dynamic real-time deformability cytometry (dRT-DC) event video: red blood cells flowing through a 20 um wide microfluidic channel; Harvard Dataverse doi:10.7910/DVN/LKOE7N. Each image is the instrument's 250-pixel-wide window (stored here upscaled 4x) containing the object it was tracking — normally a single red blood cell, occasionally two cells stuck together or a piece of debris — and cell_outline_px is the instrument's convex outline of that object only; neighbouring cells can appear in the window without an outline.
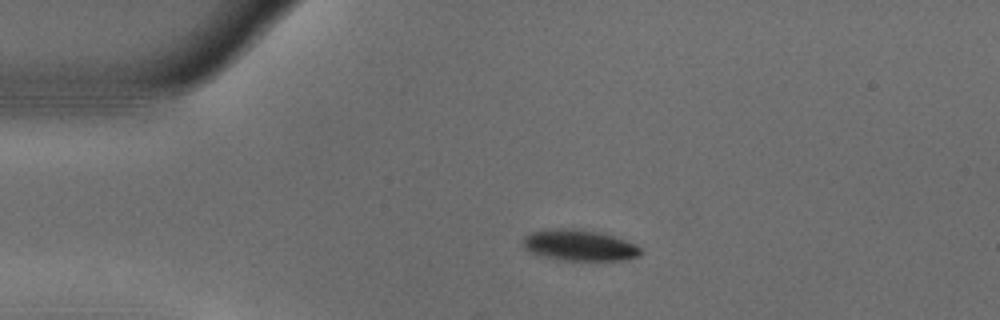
{"species": "common noctule bat (a hibernating species)", "species_latin": "Nyctalus noctula", "temperature_condition": "warm", "stored_images_in_passage": 4, "camera_frame_rate_fps": 3000, "um_per_image_px": 0.085, "animal": {"sex": "male", "body_mass_g": 18.8}, "frame": {"image": 1, "passage_image": 1, "time_ms": 0.0, "image_size_px": [1000, 320], "cell_outline_px": [[644, 252], [640, 256], [624, 260], [560, 260], [528, 252], [524, 248], [524, 236], [532, 232], [560, 228], [580, 228], [612, 236], [636, 244]], "centroid_in_image_um": [49.27, 20.86], "position_along_channel_um": 35.7, "area_um2": 21.21}}